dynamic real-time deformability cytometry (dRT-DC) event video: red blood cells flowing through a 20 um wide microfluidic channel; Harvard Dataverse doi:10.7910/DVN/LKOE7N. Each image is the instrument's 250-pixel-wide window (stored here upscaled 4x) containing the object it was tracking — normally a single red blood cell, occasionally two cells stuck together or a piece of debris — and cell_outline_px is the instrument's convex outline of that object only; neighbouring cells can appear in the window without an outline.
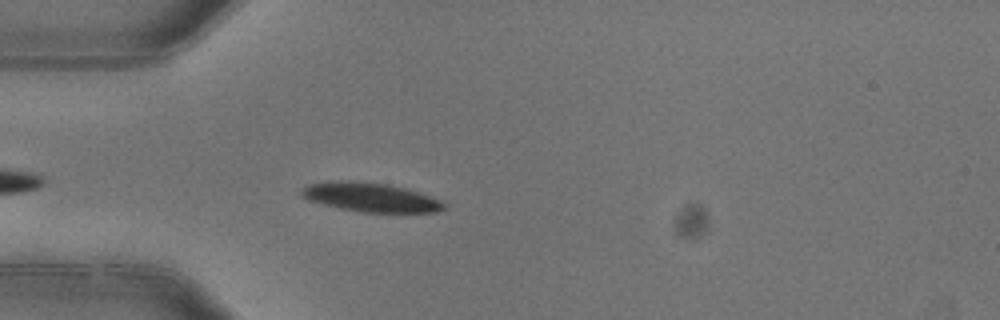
{"species": "common noctule bat (a hibernating species)", "species_latin": "Nyctalus noctula", "temperature_condition": "warm", "stored_images_in_passage": 4, "camera_frame_rate_fps": 3000, "um_per_image_px": 0.085, "animal": {"sex": "female"}, "frame": {"image": 1, "passage_image": 4, "time_ms": 1.0, "image_size_px": [1000, 320], "cell_outline_px": [[448, 208], [436, 212], [364, 212], [340, 208], [308, 200], [300, 196], [300, 188], [308, 184], [348, 180], [388, 184], [404, 188], [440, 200], [448, 204]], "centroid_in_image_um": [31.49, 16.77], "position_along_channel_um": 53.5, "area_um2": 23.93}}